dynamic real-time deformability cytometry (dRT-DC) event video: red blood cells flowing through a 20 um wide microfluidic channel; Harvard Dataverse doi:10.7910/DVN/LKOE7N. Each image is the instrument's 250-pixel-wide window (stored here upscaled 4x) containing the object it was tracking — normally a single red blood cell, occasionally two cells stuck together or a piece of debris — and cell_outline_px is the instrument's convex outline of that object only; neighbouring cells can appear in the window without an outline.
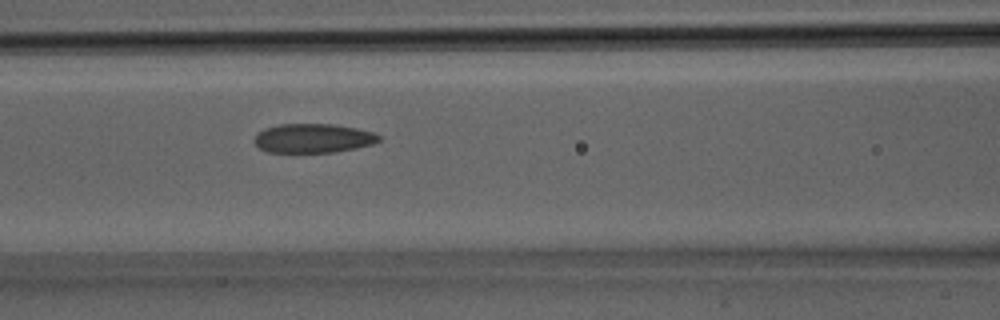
{"species": "Egyptian fruit bat (a non-hibernating species)", "species_latin": "Rousettus aegyptiacus", "temperature_condition": "room temperature", "stored_images_in_passage": 4, "camera_frame_rate_fps": 3000, "um_per_image_px": 0.085, "animal": {"sex": "male"}, "frame": {"image": 1, "passage_image": 4, "time_ms": 1.0, "image_size_px": [1000, 320], "cell_outline_px": [[380, 140], [372, 144], [356, 148], [336, 152], [268, 152], [260, 148], [252, 140], [264, 128], [280, 124], [332, 124], [356, 128], [372, 132], [380, 136]], "centroid_in_image_um": [26.61, 11.75], "position_along_channel_um": 140.0, "area_um2": 21.04}}